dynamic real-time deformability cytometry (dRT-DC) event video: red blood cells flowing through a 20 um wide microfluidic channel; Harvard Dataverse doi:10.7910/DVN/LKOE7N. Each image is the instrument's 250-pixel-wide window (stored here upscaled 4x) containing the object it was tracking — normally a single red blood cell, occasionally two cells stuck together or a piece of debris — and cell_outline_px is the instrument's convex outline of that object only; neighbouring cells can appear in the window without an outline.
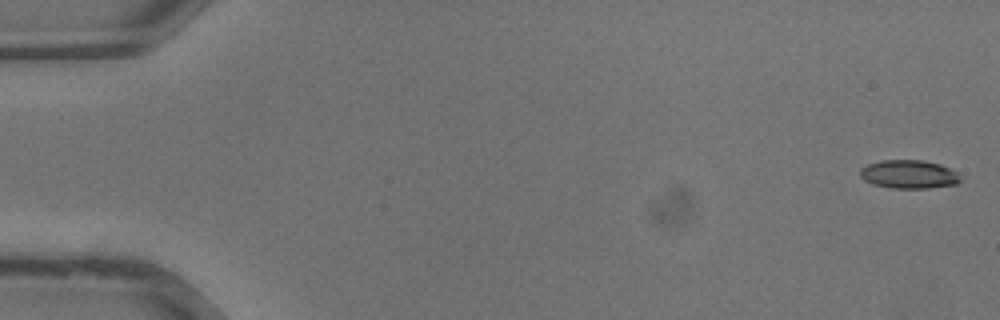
{"species": "common noctule bat (a hibernating species)", "species_latin": "Nyctalus noctula", "temperature_condition": "warm", "stored_images_in_passage": 36, "camera_frame_rate_fps": 3000, "um_per_image_px": 0.085, "animal": {"sex": "male", "body_mass_g": 13.3}, "frame": {"image": 1, "passage_image": 1, "time_ms": 0.0, "image_size_px": [1000, 320], "cell_outline_px": [[964, 180], [956, 184], [928, 188], [892, 188], [872, 184], [864, 180], [860, 176], [860, 168], [868, 164], [880, 160], [924, 160], [940, 164], [956, 172]], "centroid_in_image_um": [77.26, 14.81], "position_along_channel_um": 7.7, "area_um2": 16.76}}
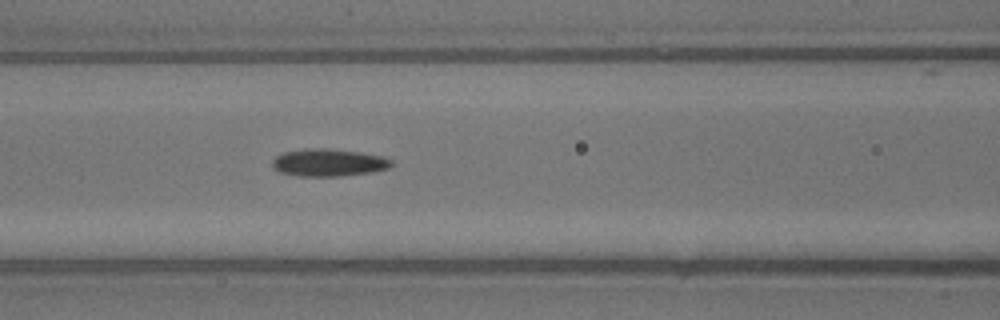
{"frame": {"image": 2, "passage_image": 16, "time_ms": 5.0, "image_size_px": [1000, 320], "cell_outline_px": [[392, 164], [388, 168], [372, 172], [340, 176], [300, 176], [280, 172], [272, 168], [272, 160], [276, 156], [284, 152], [304, 148], [324, 148], [360, 152], [384, 156], [392, 160]], "centroid_in_image_um": [27.92, 13.81], "position_along_channel_um": 138.7, "area_um2": 19.13}}
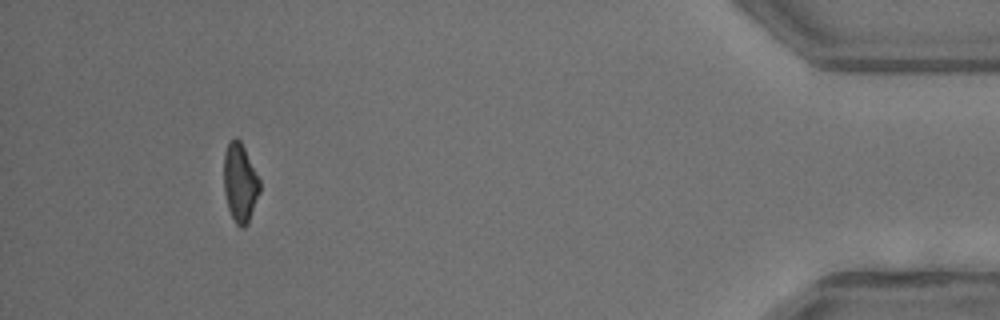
{"frame": {"image": 3, "passage_image": 34, "time_ms": 11.0, "image_size_px": [1000, 320], "cell_outline_px": [[260, 192], [248, 224], [244, 228], [240, 228], [236, 224], [228, 208], [224, 192], [224, 152], [228, 144], [236, 136], [240, 140], [260, 180]], "centroid_in_image_um": [20.41, 15.56], "position_along_channel_um": 414.8, "area_um2": 16.47}}